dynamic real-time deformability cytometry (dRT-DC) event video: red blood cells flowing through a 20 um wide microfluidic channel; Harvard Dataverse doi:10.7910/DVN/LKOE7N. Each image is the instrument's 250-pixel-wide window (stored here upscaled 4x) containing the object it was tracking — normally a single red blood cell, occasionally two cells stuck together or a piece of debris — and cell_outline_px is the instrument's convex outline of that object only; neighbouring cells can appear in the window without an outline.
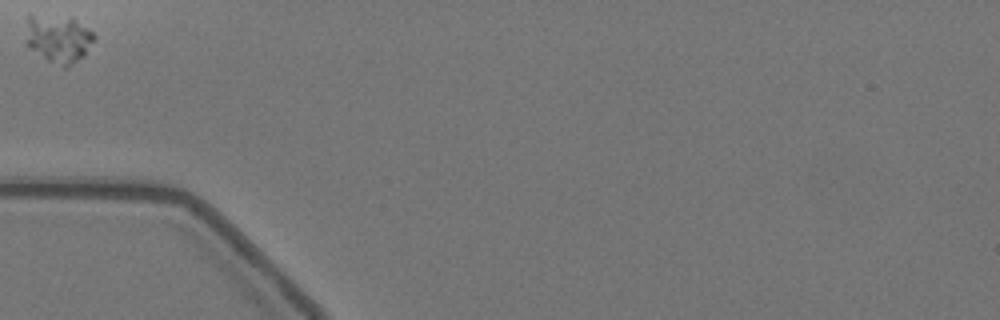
{"species": "Egyptian fruit bat (a non-hibernating species)", "species_latin": "Rousettus aegyptiacus", "temperature_condition": "warm", "stored_images_in_passage": 1, "camera_frame_rate_fps": 3000, "um_per_image_px": 0.085, "animal": {"sex": "female"}, "frame": {"image": 1, "passage_image": 1, "time_ms": 0.0, "image_size_px": [1000, 320], "cell_outline_px": [[96, 36], [84, 56], [64, 68], [48, 60], [32, 48], [24, 40], [28, 16], [72, 16], [88, 28]], "centroid_in_image_um": [4.98, 3.26], "position_along_channel_um": 80.0, "area_um2": 18.84}}